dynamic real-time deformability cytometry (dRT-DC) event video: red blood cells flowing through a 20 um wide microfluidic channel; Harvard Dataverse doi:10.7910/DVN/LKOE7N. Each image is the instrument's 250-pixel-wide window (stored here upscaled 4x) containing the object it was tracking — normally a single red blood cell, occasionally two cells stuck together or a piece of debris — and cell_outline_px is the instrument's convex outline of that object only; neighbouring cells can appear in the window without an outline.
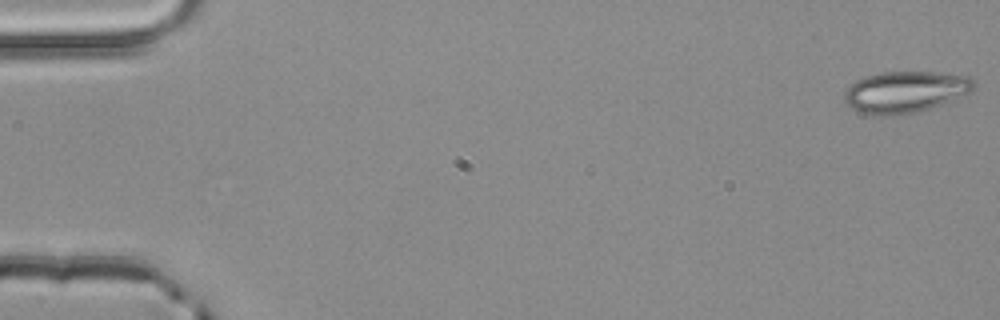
{"species": "common noctule bat (a hibernating species)", "species_latin": "Nyctalus noctula", "temperature_condition": "room temperature", "stored_images_in_passage": 5, "camera_frame_rate_fps": 3000, "um_per_image_px": 0.085, "animal": {"sex": "male", "body_mass_g": 20.4}, "frame": {"image": 1, "passage_image": 1, "time_ms": 0.0, "image_size_px": [1000, 320], "cell_outline_px": [[976, 88], [972, 92], [952, 100], [916, 112], [880, 116], [876, 116], [860, 112], [852, 108], [844, 100], [844, 92], [856, 80], [868, 76], [884, 72], [936, 72], [972, 76], [976, 84]], "centroid_in_image_um": [77.0, 7.8], "position_along_channel_um": 8.0, "area_um2": 31.21}}